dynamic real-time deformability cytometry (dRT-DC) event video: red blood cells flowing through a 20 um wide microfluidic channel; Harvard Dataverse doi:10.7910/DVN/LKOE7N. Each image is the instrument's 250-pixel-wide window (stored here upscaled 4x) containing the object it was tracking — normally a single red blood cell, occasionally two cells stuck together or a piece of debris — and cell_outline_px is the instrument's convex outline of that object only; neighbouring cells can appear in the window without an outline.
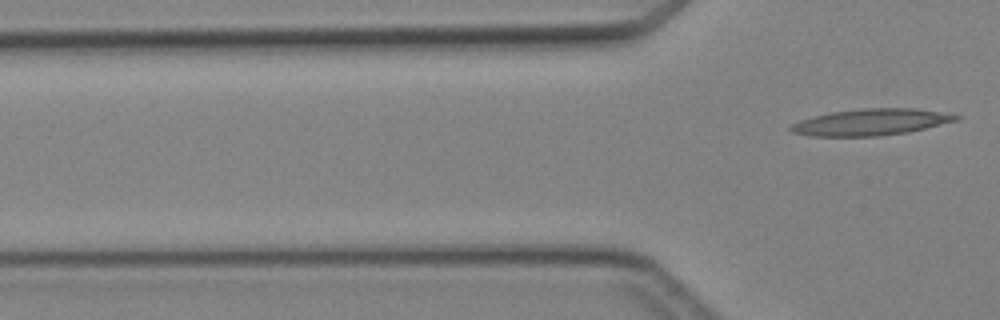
{"species": "Egyptian fruit bat (a non-hibernating species)", "species_latin": "Rousettus aegyptiacus", "temperature_condition": "cold", "stored_images_in_passage": 4, "camera_frame_rate_fps": 3000, "um_per_image_px": 0.085, "animal": {"sex": "female"}, "frame": {"image": 1, "passage_image": 4, "time_ms": 4.333, "image_size_px": [1000, 320], "cell_outline_px": [[964, 116], [960, 120], [908, 132], [880, 136], [812, 136], [792, 132], [788, 128], [792, 124], [800, 120], [832, 112], [860, 108], [916, 108]], "centroid_in_image_um": [74.08, 10.38], "position_along_channel_um": 51.7, "area_um2": 25.49}}